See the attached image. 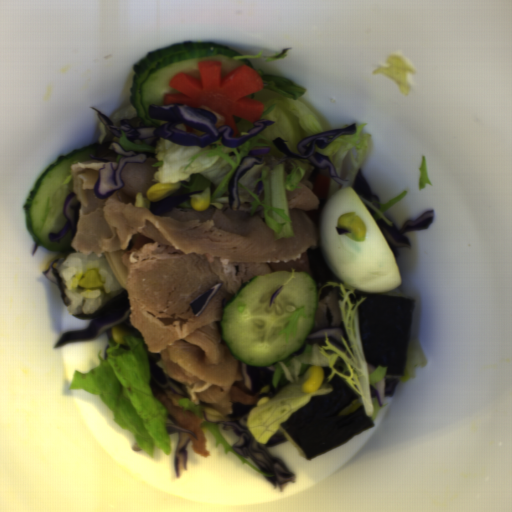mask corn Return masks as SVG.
Listing matches in <instances>:
<instances>
[{"instance_id":"corn-1","label":"corn","mask_w":512,"mask_h":512,"mask_svg":"<svg viewBox=\"0 0 512 512\" xmlns=\"http://www.w3.org/2000/svg\"><path fill=\"white\" fill-rule=\"evenodd\" d=\"M338 225L349 231L344 233L349 239L362 243L366 239V223L359 214L355 212L342 214L338 219Z\"/></svg>"},{"instance_id":"corn-2","label":"corn","mask_w":512,"mask_h":512,"mask_svg":"<svg viewBox=\"0 0 512 512\" xmlns=\"http://www.w3.org/2000/svg\"><path fill=\"white\" fill-rule=\"evenodd\" d=\"M325 373L321 366L312 365L309 367L301 380V390L305 394L314 393L324 382Z\"/></svg>"},{"instance_id":"corn-3","label":"corn","mask_w":512,"mask_h":512,"mask_svg":"<svg viewBox=\"0 0 512 512\" xmlns=\"http://www.w3.org/2000/svg\"><path fill=\"white\" fill-rule=\"evenodd\" d=\"M180 183H155L145 192L150 202H160L179 190Z\"/></svg>"},{"instance_id":"corn-4","label":"corn","mask_w":512,"mask_h":512,"mask_svg":"<svg viewBox=\"0 0 512 512\" xmlns=\"http://www.w3.org/2000/svg\"><path fill=\"white\" fill-rule=\"evenodd\" d=\"M190 205L196 212L207 211L211 205L210 187H207L199 194L189 196Z\"/></svg>"},{"instance_id":"corn-5","label":"corn","mask_w":512,"mask_h":512,"mask_svg":"<svg viewBox=\"0 0 512 512\" xmlns=\"http://www.w3.org/2000/svg\"><path fill=\"white\" fill-rule=\"evenodd\" d=\"M138 332L127 326L111 324V337L117 344H122L124 336H137Z\"/></svg>"},{"instance_id":"corn-6","label":"corn","mask_w":512,"mask_h":512,"mask_svg":"<svg viewBox=\"0 0 512 512\" xmlns=\"http://www.w3.org/2000/svg\"><path fill=\"white\" fill-rule=\"evenodd\" d=\"M240 134H241V137H242V136H249V133H248V132H245V131L240 132Z\"/></svg>"}]
</instances>
